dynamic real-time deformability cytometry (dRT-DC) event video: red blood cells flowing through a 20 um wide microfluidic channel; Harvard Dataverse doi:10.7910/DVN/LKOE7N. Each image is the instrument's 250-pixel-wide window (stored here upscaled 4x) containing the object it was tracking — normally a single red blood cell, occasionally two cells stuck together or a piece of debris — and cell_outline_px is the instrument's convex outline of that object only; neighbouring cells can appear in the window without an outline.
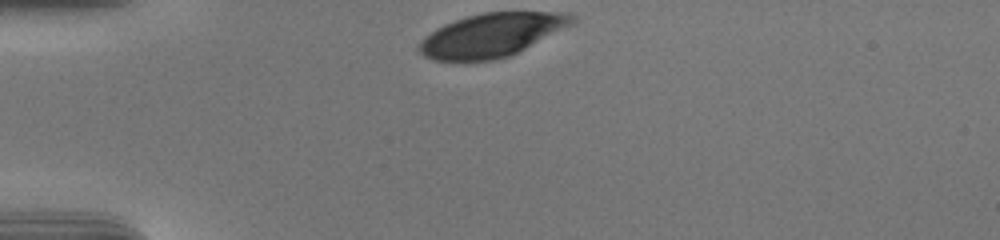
{"species": "human", "species_latin": "Homo sapiens", "temperature_condition": "cold", "stored_images_in_passage": 32, "camera_frame_rate_fps": 3000, "um_per_image_px": 0.085, "donor": {"sex": "male"}, "frame": {"image": 1, "passage_image": 1, "time_ms": 0.0, "image_size_px": [1000, 240], "cell_outline_px": [[576, 20], [572, 24], [508, 56], [496, 60], [436, 60], [424, 56], [416, 48], [420, 40], [424, 36], [436, 28], [444, 24], [468, 16], [484, 12], [564, 12], [576, 16]], "centroid_in_image_um": [41.75, 2.97], "position_along_channel_um": 43.3, "area_um2": 38.32}}
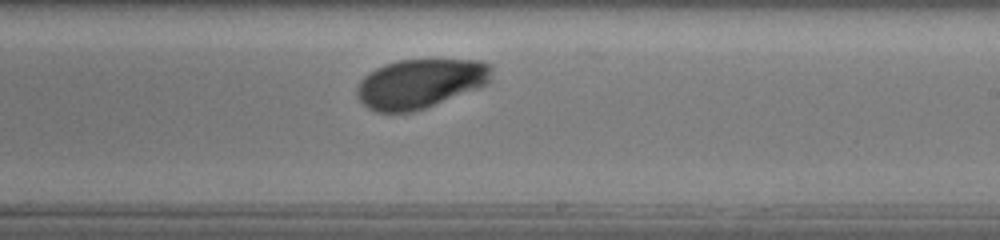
{"frame": {"image": 2, "passage_image": 21, "time_ms": 6.667, "image_size_px": [1000, 240], "cell_outline_px": [[492, 68], [488, 80], [480, 88], [424, 108], [412, 112], [376, 112], [368, 108], [356, 96], [356, 88], [360, 80], [368, 72], [384, 64], [400, 60], [480, 60], [492, 64]], "centroid_in_image_um": [35.69, 7.1], "position_along_channel_um": 253.3, "area_um2": 38.61}}
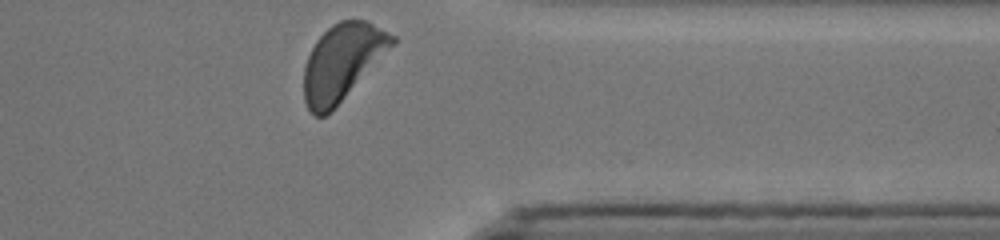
{"frame": {"image": 3, "passage_image": 32, "time_ms": 10.333, "image_size_px": [1000, 240], "cell_outline_px": [[396, 44], [332, 112], [324, 116], [316, 116], [308, 108], [304, 100], [304, 68], [308, 56], [316, 40], [332, 24], [340, 20], [368, 20], [396, 36]], "centroid_in_image_um": [29.13, 5.28], "position_along_channel_um": 382.3, "area_um2": 39.59}, "authors_computed_cell_mechanics": {"area_um2": 40.4889, "velocity_mm_per_s": 3.6674, "shape_relaxation_time_tau1_ms": 2.0693, "shape_relaxation_time_tau2_ms": null, "deformation_change_tau1": 0.1269, "deformation_change_tau2": null}}